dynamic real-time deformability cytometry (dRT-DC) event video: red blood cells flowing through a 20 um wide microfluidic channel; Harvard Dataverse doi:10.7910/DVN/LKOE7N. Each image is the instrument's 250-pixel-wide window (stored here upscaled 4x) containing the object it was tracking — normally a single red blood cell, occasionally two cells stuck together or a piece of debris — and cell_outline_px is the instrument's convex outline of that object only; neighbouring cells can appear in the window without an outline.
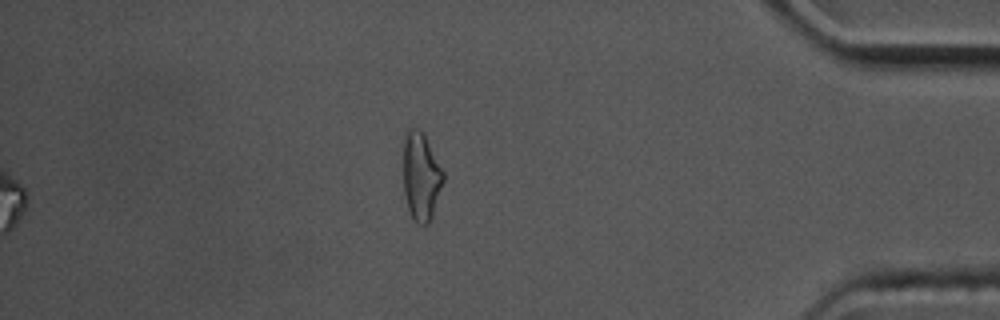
{"species": "common noctule bat (a hibernating species)", "species_latin": "Nyctalus noctula", "temperature_condition": "cold", "stored_images_in_passage": 44, "camera_frame_rate_fps": 3000, "um_per_image_px": 0.085, "animal": {"sex": "male", "body_mass_g": 17.5, "forearm_length_mm": 52.3}, "frame": {"image": 1, "passage_image": 44, "time_ms": 14.333, "image_size_px": [1000, 320], "cell_outline_px": [[444, 180], [432, 220], [428, 224], [416, 224], [412, 220], [408, 208], [404, 192], [404, 140], [408, 128], [420, 128], [424, 132], [444, 172]], "centroid_in_image_um": [35.81, 15.02], "position_along_channel_um": 399.4, "area_um2": 20.87}, "authors_computed_cell_mechanics": {"area_um2": 11.9357, "velocity_mm_per_s": 3.5696, "shape_relaxation_time_tau1_ms": 3.7645, "shape_relaxation_time_tau2_ms": null, "deformation_change_tau1": 0.1314, "deformation_change_tau2": null}}